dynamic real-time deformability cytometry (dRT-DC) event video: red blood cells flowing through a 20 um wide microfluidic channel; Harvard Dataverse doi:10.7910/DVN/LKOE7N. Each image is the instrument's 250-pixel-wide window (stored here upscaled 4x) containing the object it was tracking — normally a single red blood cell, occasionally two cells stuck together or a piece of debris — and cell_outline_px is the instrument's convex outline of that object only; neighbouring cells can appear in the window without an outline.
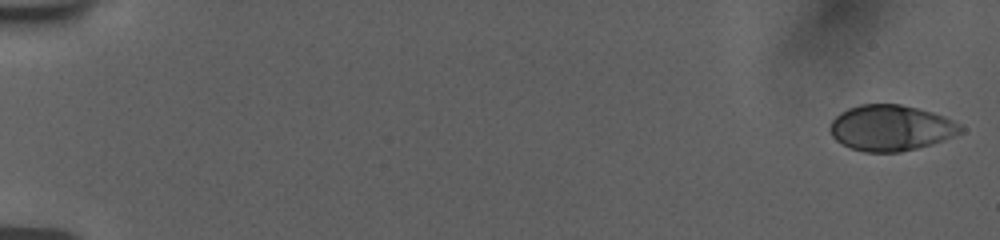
{"species": "human", "species_latin": "Homo sapiens", "temperature_condition": "room temperature", "stored_images_in_passage": 55, "camera_frame_rate_fps": 3000, "um_per_image_px": 0.085, "donor": {"sex": "female"}, "frame": {"image": 1, "passage_image": 1, "time_ms": 0.0, "image_size_px": [1000, 240], "cell_outline_px": [[964, 128], [960, 132], [952, 136], [932, 144], [900, 152], [864, 152], [852, 148], [836, 140], [832, 136], [828, 128], [832, 120], [840, 112], [848, 108], [860, 104], [900, 104], [932, 112], [944, 116], [960, 124]], "centroid_in_image_um": [75.69, 10.86], "position_along_channel_um": 9.3, "area_um2": 34.68}}
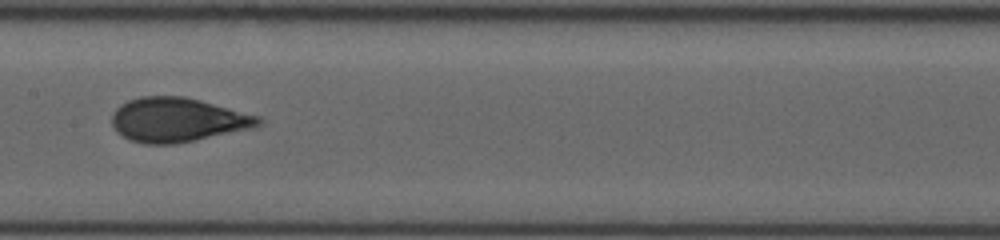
{"frame": {"image": 2, "passage_image": 30, "time_ms": 9.667, "image_size_px": [1000, 240], "cell_outline_px": [[264, 120], [256, 128], [176, 144], [144, 144], [128, 140], [116, 132], [112, 124], [112, 112], [120, 104], [128, 100], [140, 96], [184, 96], [200, 100], [260, 116]], "centroid_in_image_um": [15.09, 10.19], "position_along_channel_um": 192.3, "area_um2": 38.26}}
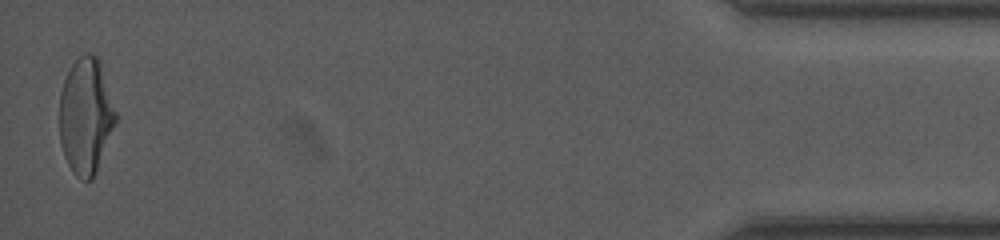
{"frame": {"image": 3, "passage_image": 55, "time_ms": 18.0, "image_size_px": [1000, 240], "cell_outline_px": [[120, 116], [92, 180], [80, 180], [72, 172], [64, 156], [60, 144], [60, 92], [64, 80], [72, 64], [84, 52], [88, 52], [100, 56]], "centroid_in_image_um": [7.35, 9.81], "position_along_channel_um": 427.8, "area_um2": 39.25}, "authors_computed_cell_mechanics": {"area_um2": 36.992, "velocity_mm_per_s": 3.7619, "shape_relaxation_time_tau1_ms": 4.9375, "shape_relaxation_time_tau2_ms": 0.6759, "deformation_change_tau1": 0.1672, "deformation_change_tau2": 0.0509}}